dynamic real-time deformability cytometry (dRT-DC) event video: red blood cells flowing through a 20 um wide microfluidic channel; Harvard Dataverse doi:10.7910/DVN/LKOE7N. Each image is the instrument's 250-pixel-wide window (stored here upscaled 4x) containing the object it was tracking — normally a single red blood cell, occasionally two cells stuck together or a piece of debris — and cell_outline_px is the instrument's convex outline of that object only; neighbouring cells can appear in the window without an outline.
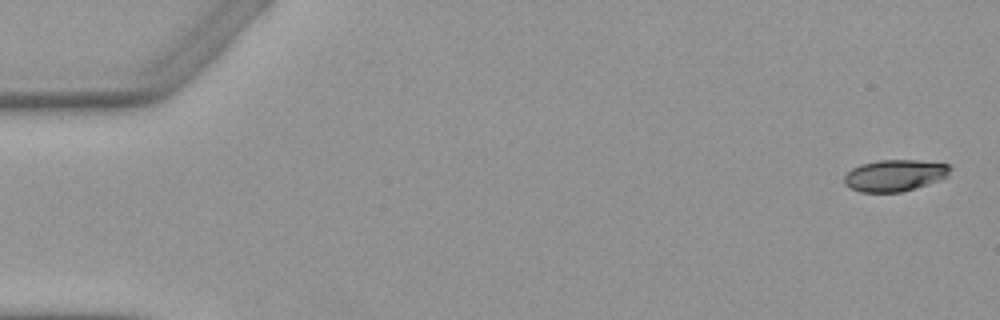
{"species": "Egyptian fruit bat (a non-hibernating species)", "species_latin": "Rousettus aegyptiacus", "temperature_condition": "warm", "stored_images_in_passage": 4, "camera_frame_rate_fps": 3000, "um_per_image_px": 0.085, "animal": {"sex": "female"}, "frame": {"image": 1, "passage_image": 1, "time_ms": 0.0, "image_size_px": [1000, 320], "cell_outline_px": [[952, 168], [948, 176], [940, 180], [916, 188], [900, 192], [860, 192], [844, 184], [844, 176], [852, 168], [860, 164], [880, 160], [920, 160], [948, 164]], "centroid_in_image_um": [76.07, 14.9], "position_along_channel_um": 8.9, "area_um2": 19.59}}
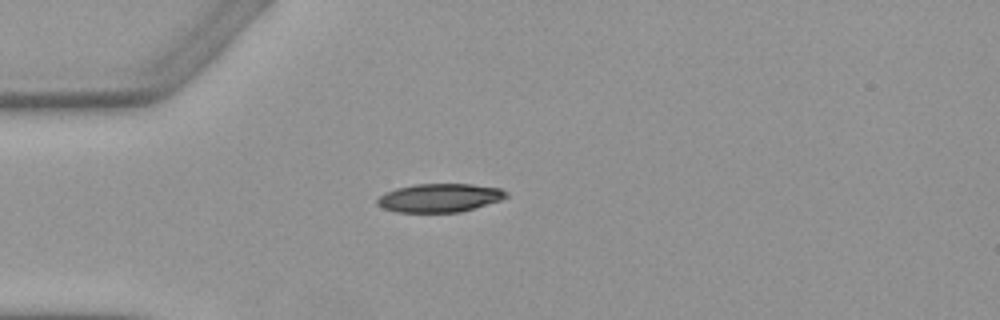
{"frame": {"image": 2, "passage_image": 4, "time_ms": 4.333, "image_size_px": [1000, 320], "cell_outline_px": [[508, 196], [500, 200], [460, 212], [396, 212], [384, 208], [376, 204], [376, 200], [384, 192], [396, 188], [416, 184], [472, 184], [500, 188], [508, 192]], "centroid_in_image_um": [37.35, 16.81], "position_along_channel_um": 47.7, "area_um2": 21.39}}